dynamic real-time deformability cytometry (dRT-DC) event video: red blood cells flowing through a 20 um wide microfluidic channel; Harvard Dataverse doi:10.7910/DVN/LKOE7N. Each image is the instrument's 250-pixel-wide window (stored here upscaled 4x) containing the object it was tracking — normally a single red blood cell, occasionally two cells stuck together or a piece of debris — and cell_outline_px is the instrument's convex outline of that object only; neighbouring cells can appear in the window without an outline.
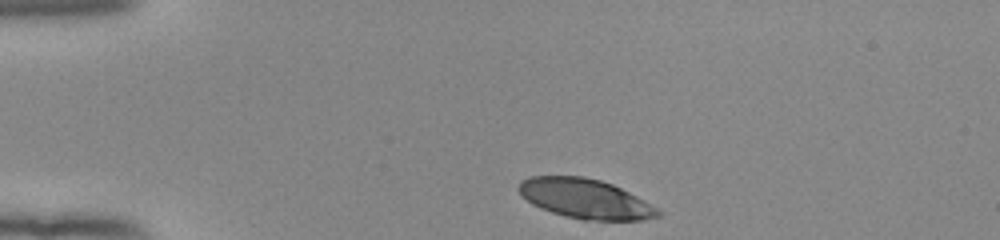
{"species": "human", "species_latin": "Homo sapiens", "temperature_condition": "room temperature", "stored_images_in_passage": 21, "camera_frame_rate_fps": 3000, "um_per_image_px": 0.085, "donor": {"sex": "female"}, "frame": {"image": 1, "passage_image": 1, "time_ms": 0.0, "image_size_px": [1000, 240], "cell_outline_px": [[660, 216], [640, 220], [584, 220], [552, 212], [540, 208], [532, 204], [516, 188], [520, 180], [528, 176], [584, 176], [600, 180], [612, 184], [636, 196], [656, 208], [660, 212]], "centroid_in_image_um": [49.7, 16.88], "position_along_channel_um": 35.3, "area_um2": 31.85}}
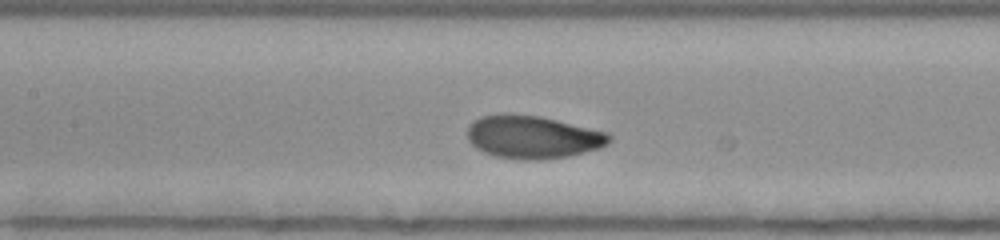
{"frame": {"image": 2, "passage_image": 15, "time_ms": 4.667, "image_size_px": [1000, 240], "cell_outline_px": [[612, 140], [608, 144], [600, 148], [568, 156], [540, 160], [524, 160], [492, 156], [476, 148], [468, 140], [468, 124], [472, 120], [480, 116], [504, 112], [540, 116], [608, 132], [612, 136]], "centroid_in_image_um": [45.26, 11.63], "position_along_channel_um": 162.1, "area_um2": 36.01}}
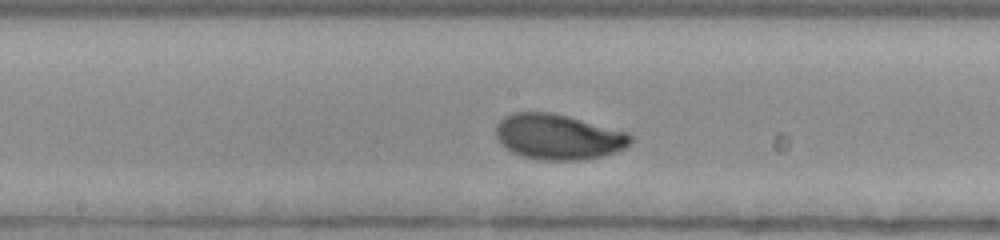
{"frame": {"image": 3, "passage_image": 18, "time_ms": 5.667, "image_size_px": [1000, 240], "cell_outline_px": [[632, 140], [624, 148], [616, 152], [600, 156], [580, 160], [540, 160], [520, 156], [504, 148], [496, 136], [496, 128], [500, 120], [504, 116], [512, 112], [552, 112], [568, 116], [628, 132], [632, 136]], "centroid_in_image_um": [47.42, 11.63], "position_along_channel_um": 200.8, "area_um2": 35.72}}